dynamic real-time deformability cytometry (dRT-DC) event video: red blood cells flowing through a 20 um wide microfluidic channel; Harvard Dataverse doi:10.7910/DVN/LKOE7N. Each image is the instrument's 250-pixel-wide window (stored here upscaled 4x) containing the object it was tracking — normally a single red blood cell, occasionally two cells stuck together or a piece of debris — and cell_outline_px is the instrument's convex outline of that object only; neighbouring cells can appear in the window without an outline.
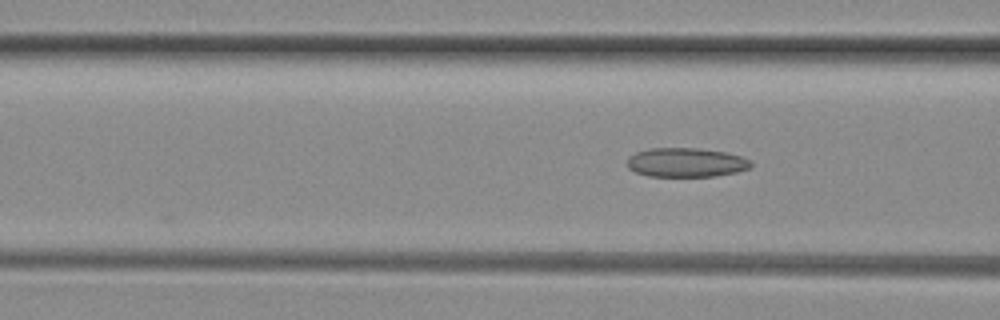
{"species": "common noctule bat (a hibernating species)", "species_latin": "Nyctalus noctula", "temperature_condition": "room temperature", "stored_images_in_passage": 4, "camera_frame_rate_fps": 3000, "um_per_image_px": 0.085, "animal": {"sex": "female", "body_mass_g": 29.2, "forearm_length_mm": 56.3}, "frame": {"image": 1, "passage_image": 4, "time_ms": 1.0, "image_size_px": [1000, 320], "cell_outline_px": [[752, 168], [736, 172], [716, 176], [648, 176], [636, 172], [628, 168], [628, 156], [636, 152], [648, 148], [696, 148], [728, 152], [752, 160]], "centroid_in_image_um": [58.34, 13.8], "position_along_channel_um": 108.3, "area_um2": 21.21}}